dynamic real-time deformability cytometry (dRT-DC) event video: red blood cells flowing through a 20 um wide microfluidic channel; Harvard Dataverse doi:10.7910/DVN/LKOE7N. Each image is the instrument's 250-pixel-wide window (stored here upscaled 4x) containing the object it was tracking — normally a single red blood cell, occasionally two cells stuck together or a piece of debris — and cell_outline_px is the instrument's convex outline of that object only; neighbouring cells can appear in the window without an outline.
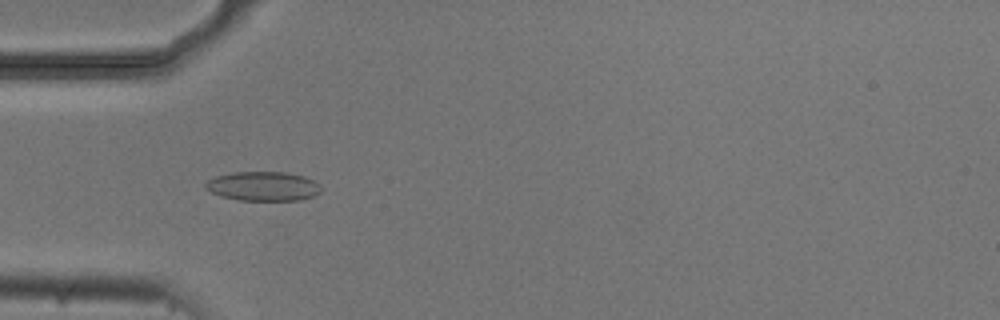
{"species": "common noctule bat (a hibernating species)", "species_latin": "Nyctalus noctula", "temperature_condition": "cold", "stored_images_in_passage": 5, "camera_frame_rate_fps": 3000, "um_per_image_px": 0.085, "animal": {"sex": "male", "body_mass_g": 20.5, "forearm_length_mm": 52.5}, "frame": {"image": 1, "passage_image": 4, "time_ms": 1.0, "image_size_px": [1000, 320], "cell_outline_px": [[320, 192], [312, 196], [300, 200], [236, 200], [220, 196], [204, 188], [204, 184], [208, 180], [216, 176], [232, 172], [288, 172], [304, 176], [320, 184]], "centroid_in_image_um": [22.34, 15.82], "position_along_channel_um": 62.7, "area_um2": 19.77}}
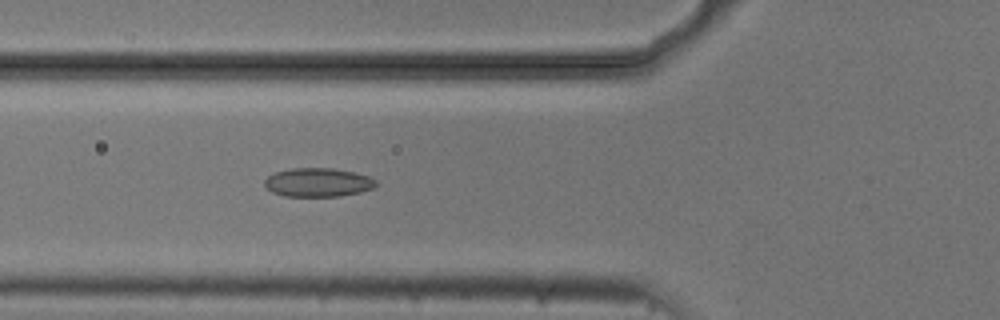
{"frame": {"image": 2, "passage_image": 5, "time_ms": 1.333, "image_size_px": [1000, 320], "cell_outline_px": [[376, 188], [360, 192], [340, 196], [284, 196], [272, 192], [264, 184], [264, 180], [268, 176], [276, 172], [292, 168], [332, 168], [356, 172], [368, 176], [376, 180]], "centroid_in_image_um": [27.05, 15.5], "position_along_channel_um": 98.7, "area_um2": 18.73}}